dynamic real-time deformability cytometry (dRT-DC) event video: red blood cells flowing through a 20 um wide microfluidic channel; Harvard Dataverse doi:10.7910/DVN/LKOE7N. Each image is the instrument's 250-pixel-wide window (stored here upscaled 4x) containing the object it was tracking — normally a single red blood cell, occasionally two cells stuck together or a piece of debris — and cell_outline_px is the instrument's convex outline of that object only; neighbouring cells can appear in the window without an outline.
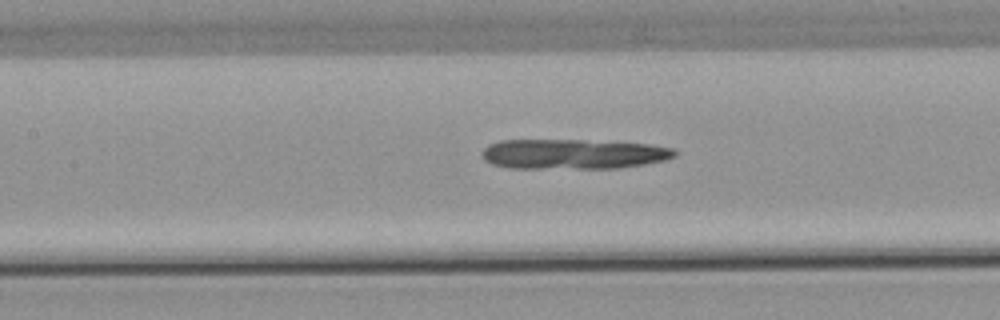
{"species": "common noctule bat (a hibernating species)", "species_latin": "Nyctalus noctula", "temperature_condition": "warm", "stored_images_in_passage": 37, "camera_frame_rate_fps": 3000, "um_per_image_px": 0.085, "animal": {"sex": "male", "body_mass_g": 21.5, "forearm_length_mm": 52.0}, "frame": {"image": 1, "passage_image": 8, "time_ms": 2.333, "image_size_px": [1000, 320], "cell_outline_px": [[676, 156], [664, 160], [644, 164], [620, 168], [508, 168], [492, 164], [484, 160], [480, 152], [488, 144], [500, 140], [584, 140], [648, 144], [676, 148]], "centroid_in_image_um": [48.69, 13.09], "position_along_channel_um": 158.7, "area_um2": 33.87}}
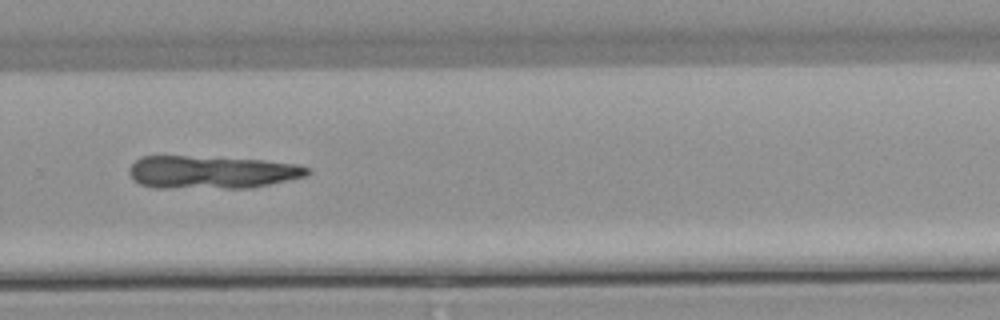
{"frame": {"image": 2, "passage_image": 20, "time_ms": 6.333, "image_size_px": [1000, 320], "cell_outline_px": [[312, 172], [308, 176], [252, 188], [156, 188], [140, 184], [132, 180], [128, 172], [128, 168], [140, 156], [184, 156], [264, 160], [296, 164], [312, 168]], "centroid_in_image_um": [18.0, 14.64], "position_along_channel_um": 311.8, "area_um2": 34.56}}
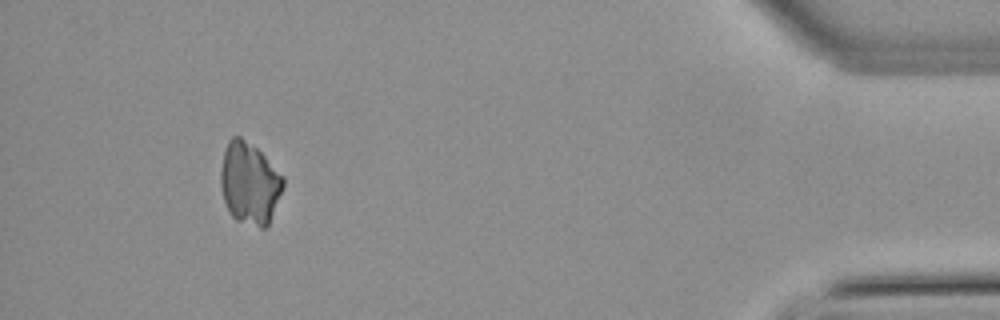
{"frame": {"image": 3, "passage_image": 33, "time_ms": 10.667, "image_size_px": [1000, 320], "cell_outline_px": [[284, 184], [268, 224], [264, 228], [260, 228], [236, 220], [228, 212], [224, 200], [220, 184], [220, 172], [224, 148], [228, 140], [232, 136], [240, 136], [252, 144], [284, 176]], "centroid_in_image_um": [21.18, 15.56], "position_along_channel_um": 414.0, "area_um2": 29.77}}